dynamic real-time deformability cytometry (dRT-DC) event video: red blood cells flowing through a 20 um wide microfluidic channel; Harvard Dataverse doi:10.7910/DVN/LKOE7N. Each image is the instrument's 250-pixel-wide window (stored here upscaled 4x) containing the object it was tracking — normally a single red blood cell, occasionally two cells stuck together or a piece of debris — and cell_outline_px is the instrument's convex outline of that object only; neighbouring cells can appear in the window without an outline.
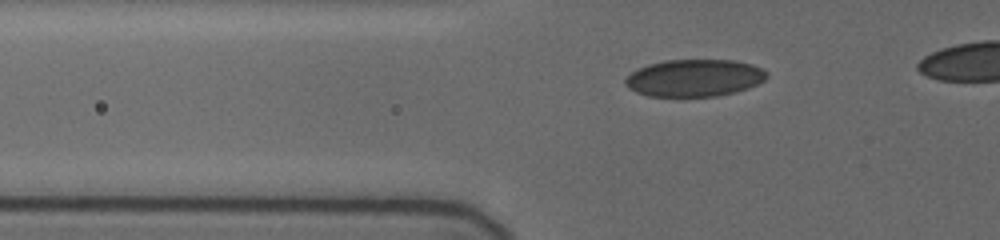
{"species": "human", "species_latin": "Homo sapiens", "temperature_condition": "cold", "stored_images_in_passage": 23, "camera_frame_rate_fps": 3000, "um_per_image_px": 0.085, "donor": {"sex": "female"}, "frame": {"image": 1, "passage_image": 19, "time_ms": 3.0, "image_size_px": [1000, 240], "cell_outline_px": [[768, 76], [764, 80], [748, 88], [736, 92], [716, 96], [648, 96], [636, 92], [628, 88], [624, 84], [624, 80], [636, 68], [648, 64], [664, 60], [732, 60], [752, 64], [768, 72]], "centroid_in_image_um": [59.0, 6.62], "position_along_channel_um": 66.8, "area_um2": 30.75}}